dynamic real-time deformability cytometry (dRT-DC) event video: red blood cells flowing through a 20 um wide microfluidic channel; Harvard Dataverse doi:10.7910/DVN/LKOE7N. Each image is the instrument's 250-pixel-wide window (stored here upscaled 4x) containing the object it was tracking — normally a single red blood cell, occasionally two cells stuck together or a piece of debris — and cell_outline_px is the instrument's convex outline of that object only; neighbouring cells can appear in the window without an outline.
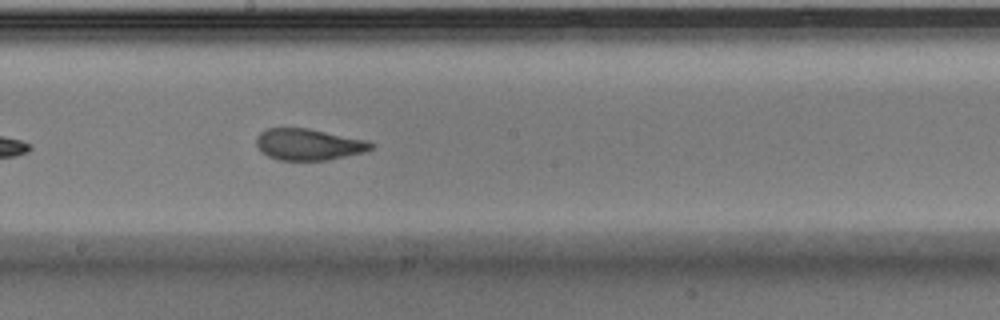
{"species": "Egyptian fruit bat (a non-hibernating species)", "species_latin": "Rousettus aegyptiacus", "temperature_condition": "warm", "stored_images_in_passage": 25, "camera_frame_rate_fps": 3000, "um_per_image_px": 0.085, "animal": {"sex": "male"}, "frame": {"image": 1, "passage_image": 15, "time_ms": 4.667, "image_size_px": [1000, 320], "cell_outline_px": [[376, 144], [372, 148], [364, 152], [328, 160], [280, 160], [268, 156], [256, 144], [256, 136], [260, 132], [268, 128], [308, 128], [368, 140]], "centroid_in_image_um": [26.26, 12.27], "position_along_channel_um": 221.9, "area_um2": 20.98}}
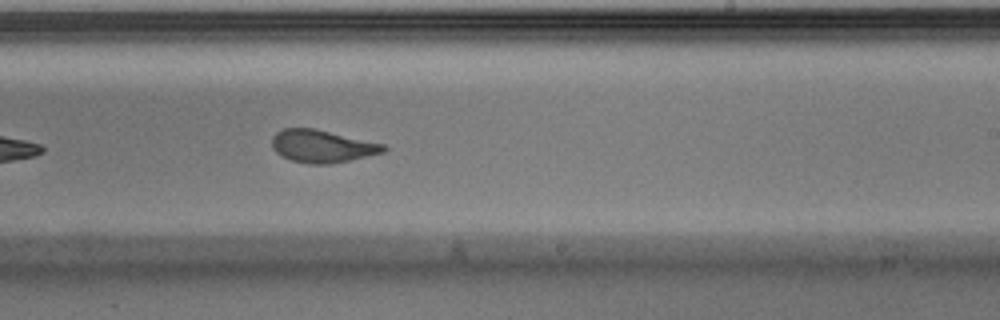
{"frame": {"image": 2, "passage_image": 18, "time_ms": 5.667, "image_size_px": [1000, 320], "cell_outline_px": [[388, 148], [384, 152], [348, 160], [328, 164], [308, 164], [292, 160], [276, 152], [272, 148], [272, 136], [276, 132], [284, 128], [316, 128], [384, 144]], "centroid_in_image_um": [27.37, 12.41], "position_along_channel_um": 261.6, "area_um2": 21.1}}